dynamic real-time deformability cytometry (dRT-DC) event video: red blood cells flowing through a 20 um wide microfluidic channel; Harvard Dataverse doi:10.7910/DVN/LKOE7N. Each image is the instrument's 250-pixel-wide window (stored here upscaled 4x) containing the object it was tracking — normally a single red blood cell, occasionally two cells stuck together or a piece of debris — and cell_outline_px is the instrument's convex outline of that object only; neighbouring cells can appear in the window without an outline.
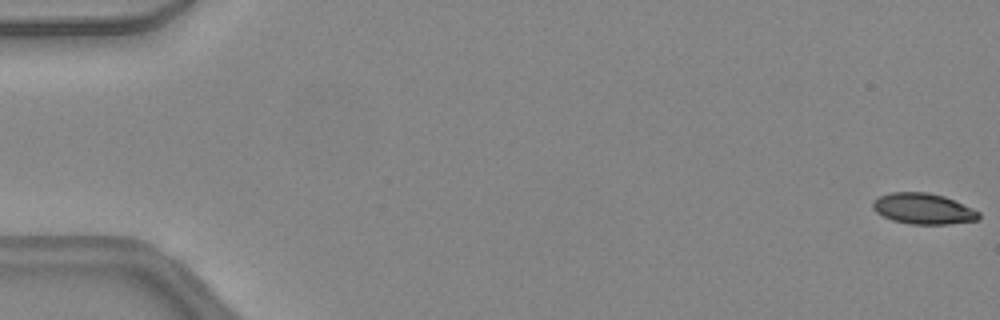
{"species": "common noctule bat (a hibernating species)", "species_latin": "Nyctalus noctula", "temperature_condition": "warm", "stored_images_in_passage": 48, "segment_of_instrument_passage": [1, 2], "camera_frame_rate_fps": 3000, "um_per_image_px": 0.085, "animal": {"sex": "female", "body_mass_g": 24.6, "forearm_length_mm": 56.2}, "frame": {"image": 1, "passage_image": 1, "time_ms": 0.0, "image_size_px": [1000, 320], "cell_outline_px": [[980, 220], [948, 224], [912, 224], [892, 220], [876, 212], [872, 208], [872, 200], [880, 196], [892, 192], [928, 192], [944, 196], [972, 208], [980, 212]], "centroid_in_image_um": [78.48, 17.74], "position_along_channel_um": 6.5, "area_um2": 19.07}}
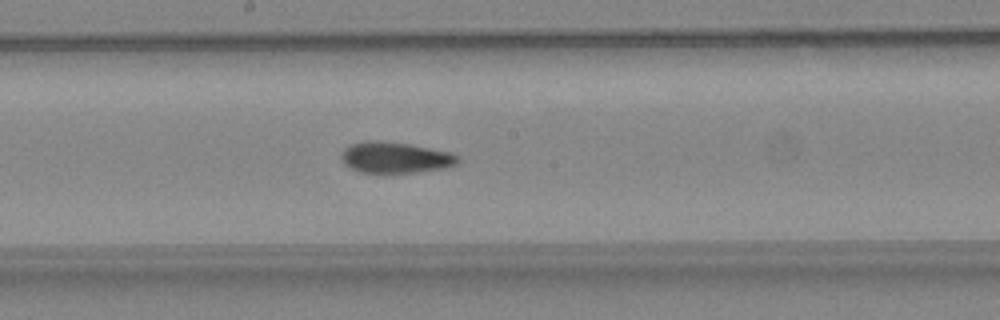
{"frame": {"image": 2, "passage_image": 26, "time_ms": 8.333, "image_size_px": [1000, 320], "cell_outline_px": [[460, 160], [456, 164], [444, 168], [416, 172], [384, 176], [360, 172], [344, 164], [340, 156], [344, 148], [348, 144], [364, 140], [380, 140], [408, 144], [452, 152], [460, 156]], "centroid_in_image_um": [33.56, 13.42], "position_along_channel_um": 214.6, "area_um2": 22.02}}
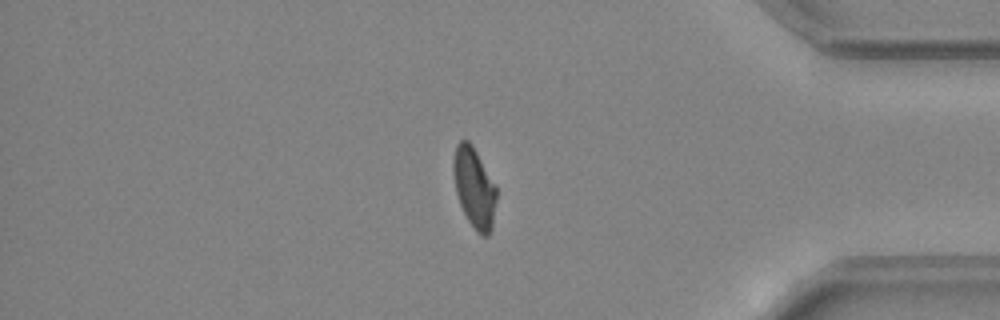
{"frame": {"image": 3, "passage_image": 40, "time_ms": 13.0, "image_size_px": [1000, 320], "cell_outline_px": [[496, 200], [492, 228], [488, 236], [480, 236], [476, 232], [468, 220], [460, 204], [456, 192], [452, 172], [452, 160], [456, 144], [460, 140], [468, 140], [472, 144], [496, 184]], "centroid_in_image_um": [40.3, 15.94], "position_along_channel_um": 394.9, "area_um2": 20.46}}